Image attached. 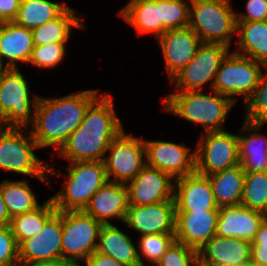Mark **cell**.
<instances>
[{
	"instance_id": "obj_25",
	"label": "cell",
	"mask_w": 267,
	"mask_h": 266,
	"mask_svg": "<svg viewBox=\"0 0 267 266\" xmlns=\"http://www.w3.org/2000/svg\"><path fill=\"white\" fill-rule=\"evenodd\" d=\"M116 13L133 27L137 36H162L161 0H129Z\"/></svg>"
},
{
	"instance_id": "obj_9",
	"label": "cell",
	"mask_w": 267,
	"mask_h": 266,
	"mask_svg": "<svg viewBox=\"0 0 267 266\" xmlns=\"http://www.w3.org/2000/svg\"><path fill=\"white\" fill-rule=\"evenodd\" d=\"M230 49L223 44L202 43L190 62L170 80L174 92L212 89L220 64Z\"/></svg>"
},
{
	"instance_id": "obj_15",
	"label": "cell",
	"mask_w": 267,
	"mask_h": 266,
	"mask_svg": "<svg viewBox=\"0 0 267 266\" xmlns=\"http://www.w3.org/2000/svg\"><path fill=\"white\" fill-rule=\"evenodd\" d=\"M61 238L62 211H57L41 231L18 245L20 266L62 258Z\"/></svg>"
},
{
	"instance_id": "obj_42",
	"label": "cell",
	"mask_w": 267,
	"mask_h": 266,
	"mask_svg": "<svg viewBox=\"0 0 267 266\" xmlns=\"http://www.w3.org/2000/svg\"><path fill=\"white\" fill-rule=\"evenodd\" d=\"M83 263L85 266H126L112 257L101 254L97 251L93 252Z\"/></svg>"
},
{
	"instance_id": "obj_19",
	"label": "cell",
	"mask_w": 267,
	"mask_h": 266,
	"mask_svg": "<svg viewBox=\"0 0 267 266\" xmlns=\"http://www.w3.org/2000/svg\"><path fill=\"white\" fill-rule=\"evenodd\" d=\"M251 259V242L235 237L215 235L198 250L200 266H241Z\"/></svg>"
},
{
	"instance_id": "obj_26",
	"label": "cell",
	"mask_w": 267,
	"mask_h": 266,
	"mask_svg": "<svg viewBox=\"0 0 267 266\" xmlns=\"http://www.w3.org/2000/svg\"><path fill=\"white\" fill-rule=\"evenodd\" d=\"M133 238L120 230L118 225H102L96 251L110 256L126 266H140L138 250Z\"/></svg>"
},
{
	"instance_id": "obj_40",
	"label": "cell",
	"mask_w": 267,
	"mask_h": 266,
	"mask_svg": "<svg viewBox=\"0 0 267 266\" xmlns=\"http://www.w3.org/2000/svg\"><path fill=\"white\" fill-rule=\"evenodd\" d=\"M236 21H267V0H247L245 12L236 11Z\"/></svg>"
},
{
	"instance_id": "obj_27",
	"label": "cell",
	"mask_w": 267,
	"mask_h": 266,
	"mask_svg": "<svg viewBox=\"0 0 267 266\" xmlns=\"http://www.w3.org/2000/svg\"><path fill=\"white\" fill-rule=\"evenodd\" d=\"M85 16L79 14L76 8L67 7L57 18L32 29L34 45L68 43L72 29H86L83 23Z\"/></svg>"
},
{
	"instance_id": "obj_38",
	"label": "cell",
	"mask_w": 267,
	"mask_h": 266,
	"mask_svg": "<svg viewBox=\"0 0 267 266\" xmlns=\"http://www.w3.org/2000/svg\"><path fill=\"white\" fill-rule=\"evenodd\" d=\"M155 266H199L198 251L175 240Z\"/></svg>"
},
{
	"instance_id": "obj_24",
	"label": "cell",
	"mask_w": 267,
	"mask_h": 266,
	"mask_svg": "<svg viewBox=\"0 0 267 266\" xmlns=\"http://www.w3.org/2000/svg\"><path fill=\"white\" fill-rule=\"evenodd\" d=\"M264 125L243 120L237 131L239 160L245 173L267 171V134L260 132Z\"/></svg>"
},
{
	"instance_id": "obj_8",
	"label": "cell",
	"mask_w": 267,
	"mask_h": 266,
	"mask_svg": "<svg viewBox=\"0 0 267 266\" xmlns=\"http://www.w3.org/2000/svg\"><path fill=\"white\" fill-rule=\"evenodd\" d=\"M263 68V64L231 49L220 64L212 89L244 104L257 87Z\"/></svg>"
},
{
	"instance_id": "obj_32",
	"label": "cell",
	"mask_w": 267,
	"mask_h": 266,
	"mask_svg": "<svg viewBox=\"0 0 267 266\" xmlns=\"http://www.w3.org/2000/svg\"><path fill=\"white\" fill-rule=\"evenodd\" d=\"M56 212L52 199L48 198L35 210L12 217L9 226L18 245L41 231Z\"/></svg>"
},
{
	"instance_id": "obj_3",
	"label": "cell",
	"mask_w": 267,
	"mask_h": 266,
	"mask_svg": "<svg viewBox=\"0 0 267 266\" xmlns=\"http://www.w3.org/2000/svg\"><path fill=\"white\" fill-rule=\"evenodd\" d=\"M162 102L163 112L201 125L204 130L200 134L226 130L227 117L236 105L230 97L213 89L209 94L204 90L166 93Z\"/></svg>"
},
{
	"instance_id": "obj_21",
	"label": "cell",
	"mask_w": 267,
	"mask_h": 266,
	"mask_svg": "<svg viewBox=\"0 0 267 266\" xmlns=\"http://www.w3.org/2000/svg\"><path fill=\"white\" fill-rule=\"evenodd\" d=\"M129 206L127 184L108 181L91 197L84 211L102 225L123 223ZM111 219V220H110Z\"/></svg>"
},
{
	"instance_id": "obj_14",
	"label": "cell",
	"mask_w": 267,
	"mask_h": 266,
	"mask_svg": "<svg viewBox=\"0 0 267 266\" xmlns=\"http://www.w3.org/2000/svg\"><path fill=\"white\" fill-rule=\"evenodd\" d=\"M174 199L150 205H129L124 224L138 236L175 234Z\"/></svg>"
},
{
	"instance_id": "obj_5",
	"label": "cell",
	"mask_w": 267,
	"mask_h": 266,
	"mask_svg": "<svg viewBox=\"0 0 267 266\" xmlns=\"http://www.w3.org/2000/svg\"><path fill=\"white\" fill-rule=\"evenodd\" d=\"M39 149L29 128L0 127V170L35 177L52 186L48 161L44 162L34 152Z\"/></svg>"
},
{
	"instance_id": "obj_37",
	"label": "cell",
	"mask_w": 267,
	"mask_h": 266,
	"mask_svg": "<svg viewBox=\"0 0 267 266\" xmlns=\"http://www.w3.org/2000/svg\"><path fill=\"white\" fill-rule=\"evenodd\" d=\"M68 43H49L44 45H34L28 65L38 69H54L60 65L67 53Z\"/></svg>"
},
{
	"instance_id": "obj_36",
	"label": "cell",
	"mask_w": 267,
	"mask_h": 266,
	"mask_svg": "<svg viewBox=\"0 0 267 266\" xmlns=\"http://www.w3.org/2000/svg\"><path fill=\"white\" fill-rule=\"evenodd\" d=\"M191 0H161L162 35L189 26Z\"/></svg>"
},
{
	"instance_id": "obj_45",
	"label": "cell",
	"mask_w": 267,
	"mask_h": 266,
	"mask_svg": "<svg viewBox=\"0 0 267 266\" xmlns=\"http://www.w3.org/2000/svg\"><path fill=\"white\" fill-rule=\"evenodd\" d=\"M25 266H80L76 261L66 258L30 263Z\"/></svg>"
},
{
	"instance_id": "obj_34",
	"label": "cell",
	"mask_w": 267,
	"mask_h": 266,
	"mask_svg": "<svg viewBox=\"0 0 267 266\" xmlns=\"http://www.w3.org/2000/svg\"><path fill=\"white\" fill-rule=\"evenodd\" d=\"M137 241L140 266H155L175 241V234H148L139 236Z\"/></svg>"
},
{
	"instance_id": "obj_31",
	"label": "cell",
	"mask_w": 267,
	"mask_h": 266,
	"mask_svg": "<svg viewBox=\"0 0 267 266\" xmlns=\"http://www.w3.org/2000/svg\"><path fill=\"white\" fill-rule=\"evenodd\" d=\"M30 185L26 177L21 180L1 181V195L11 218L31 212L41 205Z\"/></svg>"
},
{
	"instance_id": "obj_12",
	"label": "cell",
	"mask_w": 267,
	"mask_h": 266,
	"mask_svg": "<svg viewBox=\"0 0 267 266\" xmlns=\"http://www.w3.org/2000/svg\"><path fill=\"white\" fill-rule=\"evenodd\" d=\"M240 163L238 135L227 129L200 134L195 145V171L208 176Z\"/></svg>"
},
{
	"instance_id": "obj_17",
	"label": "cell",
	"mask_w": 267,
	"mask_h": 266,
	"mask_svg": "<svg viewBox=\"0 0 267 266\" xmlns=\"http://www.w3.org/2000/svg\"><path fill=\"white\" fill-rule=\"evenodd\" d=\"M174 182L169 174L146 165L127 183L129 205H150L174 199Z\"/></svg>"
},
{
	"instance_id": "obj_23",
	"label": "cell",
	"mask_w": 267,
	"mask_h": 266,
	"mask_svg": "<svg viewBox=\"0 0 267 266\" xmlns=\"http://www.w3.org/2000/svg\"><path fill=\"white\" fill-rule=\"evenodd\" d=\"M33 49L31 29L13 22L0 24V64L3 68H20V63L28 64Z\"/></svg>"
},
{
	"instance_id": "obj_6",
	"label": "cell",
	"mask_w": 267,
	"mask_h": 266,
	"mask_svg": "<svg viewBox=\"0 0 267 266\" xmlns=\"http://www.w3.org/2000/svg\"><path fill=\"white\" fill-rule=\"evenodd\" d=\"M28 84L20 68L1 71L0 127L29 128L33 124L40 95L32 93Z\"/></svg>"
},
{
	"instance_id": "obj_33",
	"label": "cell",
	"mask_w": 267,
	"mask_h": 266,
	"mask_svg": "<svg viewBox=\"0 0 267 266\" xmlns=\"http://www.w3.org/2000/svg\"><path fill=\"white\" fill-rule=\"evenodd\" d=\"M240 204L267 215V171L245 173Z\"/></svg>"
},
{
	"instance_id": "obj_48",
	"label": "cell",
	"mask_w": 267,
	"mask_h": 266,
	"mask_svg": "<svg viewBox=\"0 0 267 266\" xmlns=\"http://www.w3.org/2000/svg\"><path fill=\"white\" fill-rule=\"evenodd\" d=\"M4 68L2 67V65L0 64V73H1V71L3 70Z\"/></svg>"
},
{
	"instance_id": "obj_39",
	"label": "cell",
	"mask_w": 267,
	"mask_h": 266,
	"mask_svg": "<svg viewBox=\"0 0 267 266\" xmlns=\"http://www.w3.org/2000/svg\"><path fill=\"white\" fill-rule=\"evenodd\" d=\"M0 266H20L18 243L10 226L0 227Z\"/></svg>"
},
{
	"instance_id": "obj_4",
	"label": "cell",
	"mask_w": 267,
	"mask_h": 266,
	"mask_svg": "<svg viewBox=\"0 0 267 266\" xmlns=\"http://www.w3.org/2000/svg\"><path fill=\"white\" fill-rule=\"evenodd\" d=\"M66 174L48 166V176L64 177L63 186L50 196L57 211L84 210L91 197L109 180L103 161L71 162Z\"/></svg>"
},
{
	"instance_id": "obj_7",
	"label": "cell",
	"mask_w": 267,
	"mask_h": 266,
	"mask_svg": "<svg viewBox=\"0 0 267 266\" xmlns=\"http://www.w3.org/2000/svg\"><path fill=\"white\" fill-rule=\"evenodd\" d=\"M231 1L191 0L189 27L202 43H218L231 48L237 29L236 8Z\"/></svg>"
},
{
	"instance_id": "obj_30",
	"label": "cell",
	"mask_w": 267,
	"mask_h": 266,
	"mask_svg": "<svg viewBox=\"0 0 267 266\" xmlns=\"http://www.w3.org/2000/svg\"><path fill=\"white\" fill-rule=\"evenodd\" d=\"M67 7L65 0H21L13 23L32 30L57 18Z\"/></svg>"
},
{
	"instance_id": "obj_29",
	"label": "cell",
	"mask_w": 267,
	"mask_h": 266,
	"mask_svg": "<svg viewBox=\"0 0 267 266\" xmlns=\"http://www.w3.org/2000/svg\"><path fill=\"white\" fill-rule=\"evenodd\" d=\"M207 177L218 208L240 205L245 182V172L241 163Z\"/></svg>"
},
{
	"instance_id": "obj_46",
	"label": "cell",
	"mask_w": 267,
	"mask_h": 266,
	"mask_svg": "<svg viewBox=\"0 0 267 266\" xmlns=\"http://www.w3.org/2000/svg\"><path fill=\"white\" fill-rule=\"evenodd\" d=\"M11 221V217L9 215L7 206L1 195V182H0V227L9 226Z\"/></svg>"
},
{
	"instance_id": "obj_20",
	"label": "cell",
	"mask_w": 267,
	"mask_h": 266,
	"mask_svg": "<svg viewBox=\"0 0 267 266\" xmlns=\"http://www.w3.org/2000/svg\"><path fill=\"white\" fill-rule=\"evenodd\" d=\"M174 202L176 212L219 209L214 199L209 178L196 171L175 179Z\"/></svg>"
},
{
	"instance_id": "obj_2",
	"label": "cell",
	"mask_w": 267,
	"mask_h": 266,
	"mask_svg": "<svg viewBox=\"0 0 267 266\" xmlns=\"http://www.w3.org/2000/svg\"><path fill=\"white\" fill-rule=\"evenodd\" d=\"M98 89H85L62 97L39 96L35 119L29 127L41 149L56 153L79 127L88 107L101 95Z\"/></svg>"
},
{
	"instance_id": "obj_11",
	"label": "cell",
	"mask_w": 267,
	"mask_h": 266,
	"mask_svg": "<svg viewBox=\"0 0 267 266\" xmlns=\"http://www.w3.org/2000/svg\"><path fill=\"white\" fill-rule=\"evenodd\" d=\"M102 224L84 210L62 211V258L79 265L96 251Z\"/></svg>"
},
{
	"instance_id": "obj_41",
	"label": "cell",
	"mask_w": 267,
	"mask_h": 266,
	"mask_svg": "<svg viewBox=\"0 0 267 266\" xmlns=\"http://www.w3.org/2000/svg\"><path fill=\"white\" fill-rule=\"evenodd\" d=\"M21 0H0V22H13Z\"/></svg>"
},
{
	"instance_id": "obj_22",
	"label": "cell",
	"mask_w": 267,
	"mask_h": 266,
	"mask_svg": "<svg viewBox=\"0 0 267 266\" xmlns=\"http://www.w3.org/2000/svg\"><path fill=\"white\" fill-rule=\"evenodd\" d=\"M267 215L243 205L219 208L215 235L252 242Z\"/></svg>"
},
{
	"instance_id": "obj_18",
	"label": "cell",
	"mask_w": 267,
	"mask_h": 266,
	"mask_svg": "<svg viewBox=\"0 0 267 266\" xmlns=\"http://www.w3.org/2000/svg\"><path fill=\"white\" fill-rule=\"evenodd\" d=\"M219 209L176 212L175 240L198 251L215 236Z\"/></svg>"
},
{
	"instance_id": "obj_35",
	"label": "cell",
	"mask_w": 267,
	"mask_h": 266,
	"mask_svg": "<svg viewBox=\"0 0 267 266\" xmlns=\"http://www.w3.org/2000/svg\"><path fill=\"white\" fill-rule=\"evenodd\" d=\"M242 105L245 108L243 120L267 124V66H264L253 94Z\"/></svg>"
},
{
	"instance_id": "obj_43",
	"label": "cell",
	"mask_w": 267,
	"mask_h": 266,
	"mask_svg": "<svg viewBox=\"0 0 267 266\" xmlns=\"http://www.w3.org/2000/svg\"><path fill=\"white\" fill-rule=\"evenodd\" d=\"M251 261L258 266H267V247L252 246Z\"/></svg>"
},
{
	"instance_id": "obj_28",
	"label": "cell",
	"mask_w": 267,
	"mask_h": 266,
	"mask_svg": "<svg viewBox=\"0 0 267 266\" xmlns=\"http://www.w3.org/2000/svg\"><path fill=\"white\" fill-rule=\"evenodd\" d=\"M233 52L267 66V21L237 22Z\"/></svg>"
},
{
	"instance_id": "obj_47",
	"label": "cell",
	"mask_w": 267,
	"mask_h": 266,
	"mask_svg": "<svg viewBox=\"0 0 267 266\" xmlns=\"http://www.w3.org/2000/svg\"><path fill=\"white\" fill-rule=\"evenodd\" d=\"M248 266H258V265L251 261V262L248 263Z\"/></svg>"
},
{
	"instance_id": "obj_13",
	"label": "cell",
	"mask_w": 267,
	"mask_h": 266,
	"mask_svg": "<svg viewBox=\"0 0 267 266\" xmlns=\"http://www.w3.org/2000/svg\"><path fill=\"white\" fill-rule=\"evenodd\" d=\"M146 164L169 174L174 180L195 172V147L172 141L147 140L143 137Z\"/></svg>"
},
{
	"instance_id": "obj_10",
	"label": "cell",
	"mask_w": 267,
	"mask_h": 266,
	"mask_svg": "<svg viewBox=\"0 0 267 266\" xmlns=\"http://www.w3.org/2000/svg\"><path fill=\"white\" fill-rule=\"evenodd\" d=\"M133 134L124 128L110 142L103 163L111 182L127 184L147 165L143 136Z\"/></svg>"
},
{
	"instance_id": "obj_16",
	"label": "cell",
	"mask_w": 267,
	"mask_h": 266,
	"mask_svg": "<svg viewBox=\"0 0 267 266\" xmlns=\"http://www.w3.org/2000/svg\"><path fill=\"white\" fill-rule=\"evenodd\" d=\"M156 41L162 51L169 81L190 62L202 44L199 36L189 26L167 30Z\"/></svg>"
},
{
	"instance_id": "obj_44",
	"label": "cell",
	"mask_w": 267,
	"mask_h": 266,
	"mask_svg": "<svg viewBox=\"0 0 267 266\" xmlns=\"http://www.w3.org/2000/svg\"><path fill=\"white\" fill-rule=\"evenodd\" d=\"M252 246H263L267 247V217L261 223L259 230L255 234Z\"/></svg>"
},
{
	"instance_id": "obj_1",
	"label": "cell",
	"mask_w": 267,
	"mask_h": 266,
	"mask_svg": "<svg viewBox=\"0 0 267 266\" xmlns=\"http://www.w3.org/2000/svg\"><path fill=\"white\" fill-rule=\"evenodd\" d=\"M117 114L113 96L101 93L86 110L79 127L53 154L69 163L103 161L110 142L124 129Z\"/></svg>"
}]
</instances>
